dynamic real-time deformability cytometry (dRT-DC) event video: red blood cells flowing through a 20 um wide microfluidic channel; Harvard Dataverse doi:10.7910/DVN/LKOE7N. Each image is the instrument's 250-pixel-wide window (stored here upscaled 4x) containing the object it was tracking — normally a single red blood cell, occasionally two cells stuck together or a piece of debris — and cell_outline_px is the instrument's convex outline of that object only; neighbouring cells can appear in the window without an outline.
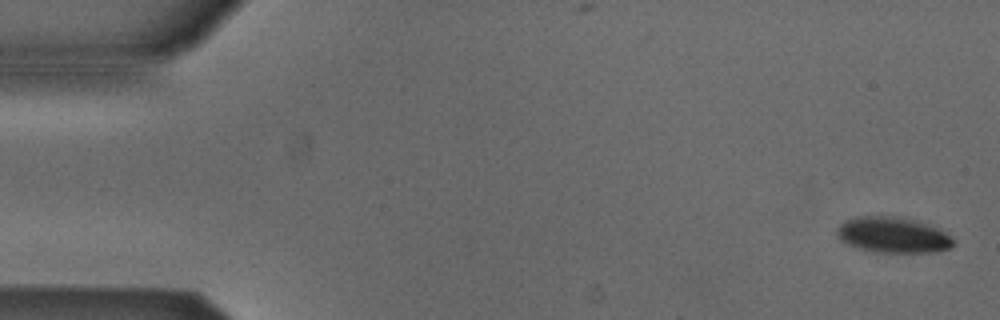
{"species": "Egyptian fruit bat (a non-hibernating species)", "species_latin": "Rousettus aegyptiacus", "temperature_condition": "cold", "stored_images_in_passage": 52, "camera_frame_rate_fps": 3000, "um_per_image_px": 0.085, "animal": {"sex": "male"}, "frame": {"image": 1, "passage_image": 1, "time_ms": 0.0, "image_size_px": [1000, 320], "cell_outline_px": [[952, 244], [948, 248], [936, 252], [876, 252], [860, 248], [848, 244], [840, 240], [836, 236], [836, 228], [840, 224], [856, 216], [896, 216], [916, 220], [928, 224], [944, 232], [952, 240]], "centroid_in_image_um": [75.84, 19.96], "position_along_channel_um": 9.2, "area_um2": 23.99}}
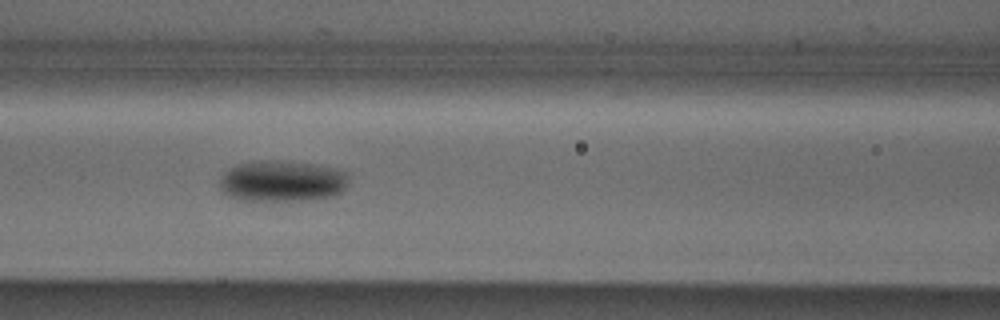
{"frame": {"image": 2, "passage_image": 22, "time_ms": 7.0, "image_size_px": [1000, 320], "cell_outline_px": [[348, 176], [344, 192], [336, 196], [308, 200], [236, 200], [228, 196], [220, 188], [220, 180], [224, 172], [240, 164], [256, 160], [276, 160], [308, 164], [332, 168], [344, 172]], "centroid_in_image_um": [23.97, 15.41], "position_along_channel_um": 142.6, "area_um2": 30.81}}
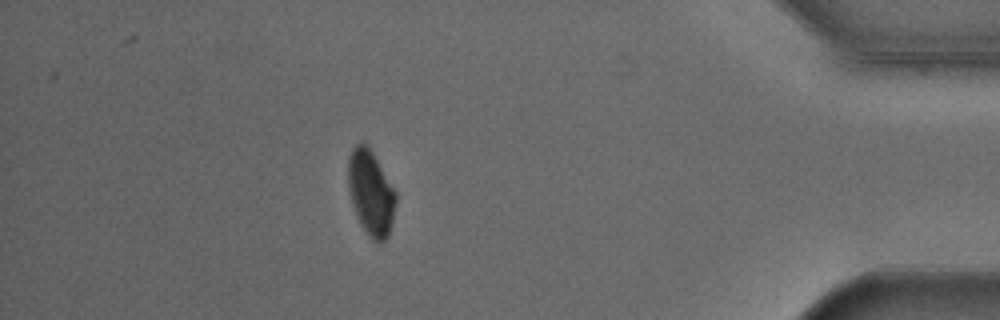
{"frame": {"image": 3, "passage_image": 46, "time_ms": 15.0, "image_size_px": [1000, 320], "cell_outline_px": [[396, 200], [392, 220], [388, 236], [380, 244], [372, 240], [368, 236], [356, 216], [348, 188], [348, 156], [352, 148], [356, 144], [364, 140], [368, 144], [396, 192]], "centroid_in_image_um": [31.5, 16.36], "position_along_channel_um": 403.7, "area_um2": 23.76}, "authors_computed_cell_mechanics": {"area_um2": 26.6169, "velocity_mm_per_s": 3.867, "shape_relaxation_time_tau1_ms": 2.6796, "shape_relaxation_time_tau2_ms": null, "deformation_change_tau1": 0.0697, "deformation_change_tau2": null}}